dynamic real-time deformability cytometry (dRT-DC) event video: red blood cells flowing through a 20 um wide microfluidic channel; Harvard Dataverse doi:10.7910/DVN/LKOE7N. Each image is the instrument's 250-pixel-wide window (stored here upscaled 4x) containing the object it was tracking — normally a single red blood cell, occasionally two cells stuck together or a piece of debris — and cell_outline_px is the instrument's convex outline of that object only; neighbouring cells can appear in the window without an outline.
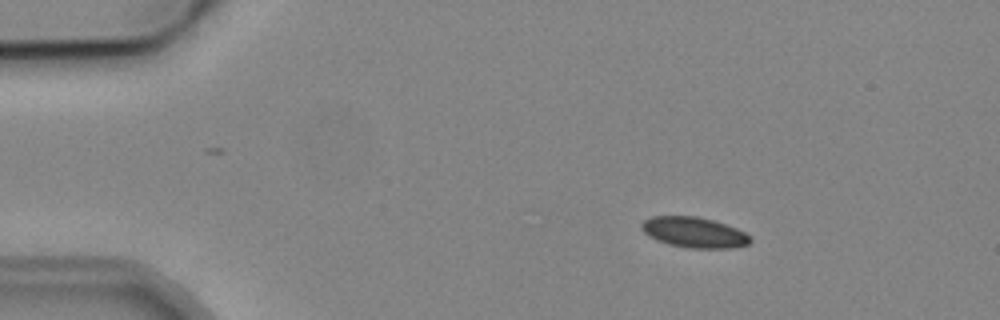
{"species": "common noctule bat (a hibernating species)", "species_latin": "Nyctalus noctula", "temperature_condition": "cold", "stored_images_in_passage": 5, "camera_frame_rate_fps": 3000, "um_per_image_px": 0.085, "animal": {"sex": "male", "body_mass_g": 19.2, "forearm_length_mm": 51.8}, "frame": {"image": 1, "passage_image": 1, "time_ms": 0.0, "image_size_px": [1000, 320], "cell_outline_px": [[752, 240], [748, 244], [736, 248], [688, 248], [668, 244], [656, 240], [648, 236], [640, 228], [640, 224], [644, 220], [652, 216], [696, 216], [712, 220], [736, 228], [752, 236]], "centroid_in_image_um": [58.99, 19.76], "position_along_channel_um": 26.0, "area_um2": 19.48}}